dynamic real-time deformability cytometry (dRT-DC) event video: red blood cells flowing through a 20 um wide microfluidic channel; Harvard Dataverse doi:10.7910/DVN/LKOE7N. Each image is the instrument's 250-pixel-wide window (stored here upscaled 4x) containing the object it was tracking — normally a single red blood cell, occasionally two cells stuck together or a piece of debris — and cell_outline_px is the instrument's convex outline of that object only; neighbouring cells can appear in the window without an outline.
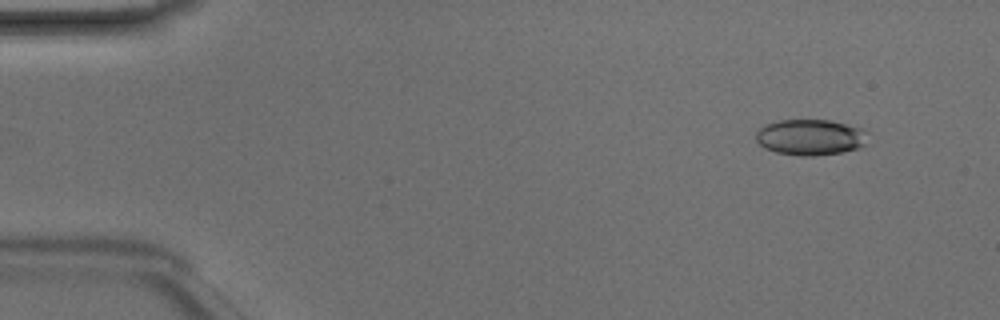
{"species": "Egyptian fruit bat (a non-hibernating species)", "species_latin": "Rousettus aegyptiacus", "temperature_condition": "room temperature", "stored_images_in_passage": 49, "camera_frame_rate_fps": 3000, "um_per_image_px": 0.085, "animal": {"sex": "male"}, "frame": {"image": 1, "passage_image": 5, "time_ms": 1.333, "image_size_px": [1000, 320], "cell_outline_px": [[868, 132], [864, 144], [856, 148], [840, 152], [812, 156], [800, 156], [776, 152], [764, 148], [756, 140], [756, 132], [764, 124], [780, 120], [828, 120], [864, 128]], "centroid_in_image_um": [68.86, 11.65], "position_along_channel_um": 16.1, "area_um2": 23.35}}
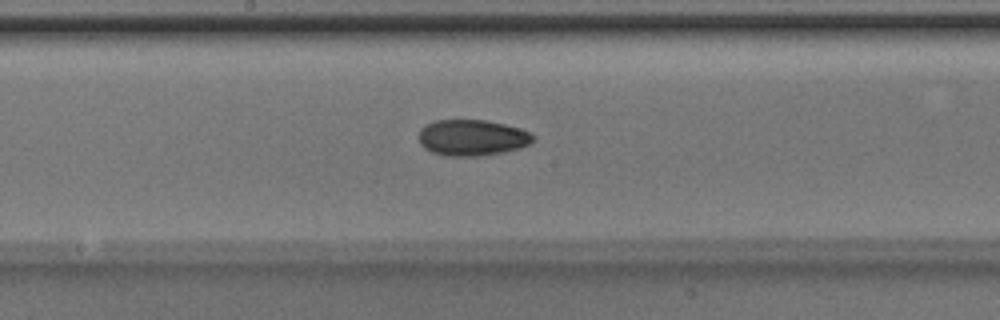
{"frame": {"image": 2, "passage_image": 26, "time_ms": 8.333, "image_size_px": [1000, 320], "cell_outline_px": [[536, 140], [520, 148], [480, 156], [444, 156], [432, 152], [424, 148], [420, 144], [420, 128], [436, 120], [488, 120], [520, 128], [536, 136]], "centroid_in_image_um": [40.14, 11.7], "position_along_channel_um": 208.1, "area_um2": 24.04}}
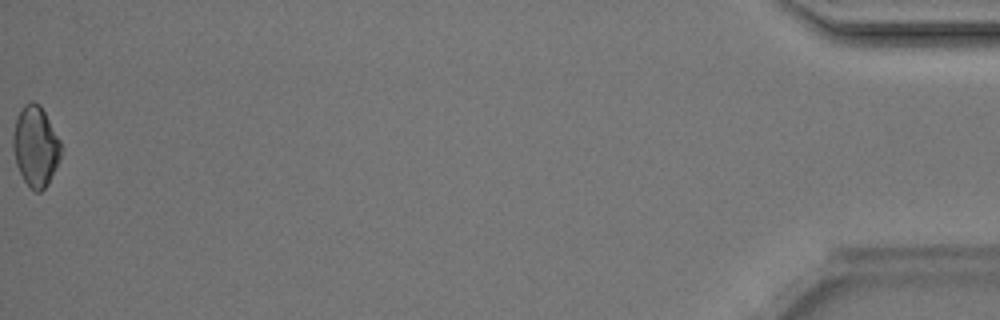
{"frame": {"image": 3, "passage_image": 49, "time_ms": 16.0, "image_size_px": [1000, 320], "cell_outline_px": [[64, 148], [48, 184], [40, 192], [36, 192], [24, 180], [16, 164], [12, 148], [12, 136], [16, 116], [24, 104], [32, 100], [40, 104], [60, 140]], "centroid_in_image_um": [3.02, 12.4], "position_along_channel_um": 432.2, "area_um2": 22.6}, "authors_computed_cell_mechanics": {"area_um2": 22.9466, "velocity_mm_per_s": 4.2188, "shape_relaxation_time_tau1_ms": 7.6761, "shape_relaxation_time_tau2_ms": 8.5975, "deformation_change_tau1": 0.1456, "deformation_change_tau2": 0.1292}}